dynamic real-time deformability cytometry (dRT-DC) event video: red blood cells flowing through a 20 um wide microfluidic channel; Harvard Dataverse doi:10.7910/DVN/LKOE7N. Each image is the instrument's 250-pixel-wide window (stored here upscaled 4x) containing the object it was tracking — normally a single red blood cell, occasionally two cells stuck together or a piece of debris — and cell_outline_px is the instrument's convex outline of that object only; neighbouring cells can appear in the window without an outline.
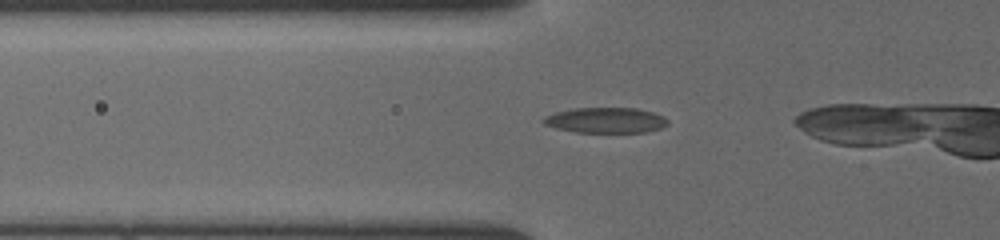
{"species": "common noctule bat (a hibernating species)", "species_latin": "Nyctalus noctula", "temperature_condition": "cold", "stored_images_in_passage": 18, "camera_frame_rate_fps": 3000, "um_per_image_px": 0.085, "animal": {"sex": "female", "body_mass_g": 19.5, "forearm_length_mm": 54.1}, "frame": {"image": 1, "passage_image": 13, "time_ms": 4.0, "image_size_px": [1000, 240], "cell_outline_px": [[668, 124], [660, 128], [644, 132], [576, 132], [556, 128], [544, 124], [540, 120], [544, 116], [556, 112], [572, 108], [636, 108], [652, 112], [664, 116], [668, 120]], "centroid_in_image_um": [51.46, 10.21], "position_along_channel_um": 74.3, "area_um2": 18.44}}
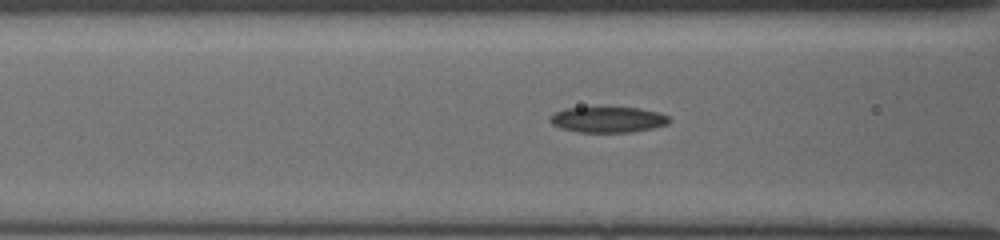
{"frame": {"image": 2, "passage_image": 16, "time_ms": 5.0, "image_size_px": [1000, 240], "cell_outline_px": [[672, 120], [668, 124], [652, 128], [632, 132], [576, 132], [560, 128], [552, 124], [548, 120], [556, 112], [564, 108], [640, 108], [656, 112], [668, 116]], "centroid_in_image_um": [51.67, 10.18], "position_along_channel_um": 114.9, "area_um2": 17.74}}